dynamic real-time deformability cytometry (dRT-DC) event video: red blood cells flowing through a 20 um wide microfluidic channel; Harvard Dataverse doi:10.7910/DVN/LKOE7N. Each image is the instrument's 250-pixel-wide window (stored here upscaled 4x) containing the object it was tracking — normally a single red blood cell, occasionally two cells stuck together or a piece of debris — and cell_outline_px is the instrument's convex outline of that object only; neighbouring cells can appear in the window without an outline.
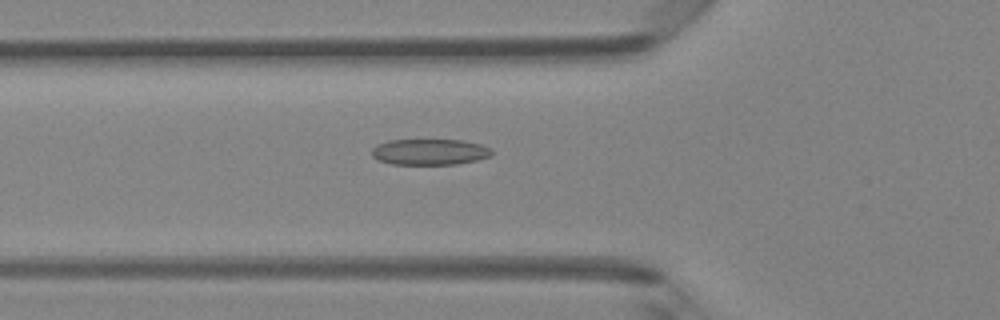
{"species": "Egyptian fruit bat (a non-hibernating species)", "species_latin": "Rousettus aegyptiacus", "temperature_condition": "room temperature", "stored_images_in_passage": 48, "camera_frame_rate_fps": 3000, "um_per_image_px": 0.085, "animal": {"sex": "female"}, "frame": {"image": 1, "passage_image": 17, "time_ms": 5.333, "image_size_px": [1000, 320], "cell_outline_px": [[492, 156], [476, 160], [456, 164], [392, 164], [380, 160], [372, 156], [372, 148], [376, 144], [388, 140], [464, 140], [480, 144], [492, 148]], "centroid_in_image_um": [36.54, 12.9], "position_along_channel_um": 89.3, "area_um2": 18.21}}
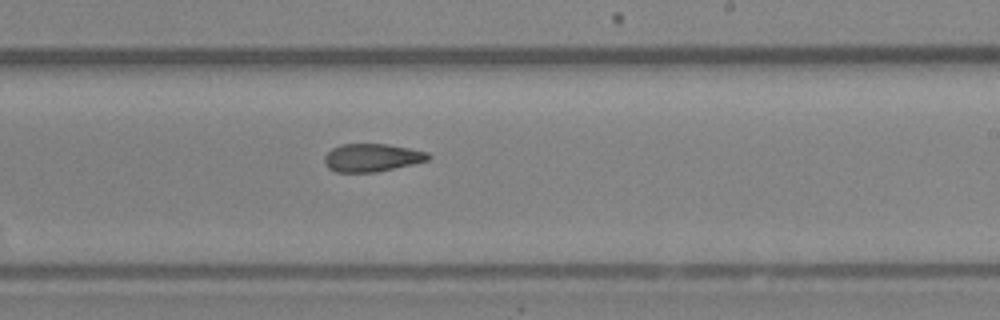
{"frame": {"image": 2, "passage_image": 29, "time_ms": 9.333, "image_size_px": [1000, 320], "cell_outline_px": [[432, 156], [428, 160], [412, 164], [376, 172], [336, 172], [328, 168], [324, 164], [324, 156], [332, 148], [340, 144], [388, 144], [428, 152]], "centroid_in_image_um": [31.59, 13.4], "position_along_channel_um": 257.4, "area_um2": 16.94}}
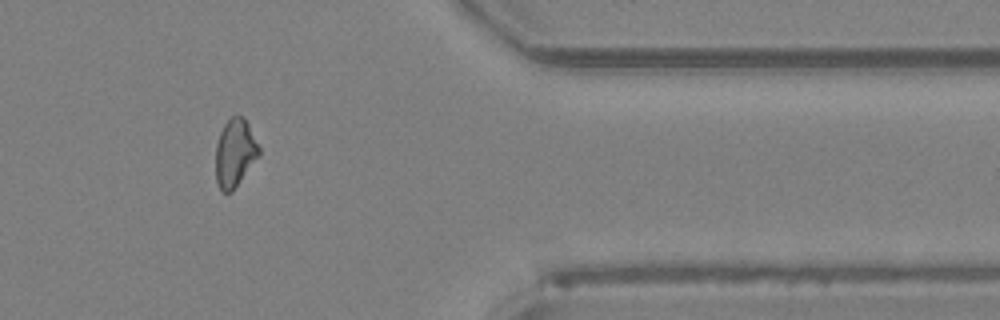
{"frame": {"image": 3, "passage_image": 40, "time_ms": 13.0, "image_size_px": [1000, 320], "cell_outline_px": [[260, 156], [232, 192], [224, 192], [220, 188], [216, 180], [216, 144], [220, 132], [224, 124], [232, 116], [244, 116], [260, 148]], "centroid_in_image_um": [19.98, 13.0], "position_along_channel_um": 391.4, "area_um2": 17.17}, "authors_computed_cell_mechanics": {"area_um2": 17.8024, "velocity_mm_per_s": 4.2252, "shape_relaxation_time_tau1_ms": null, "shape_relaxation_time_tau2_ms": 3.0465, "deformation_change_tau1": null, "deformation_change_tau2": 0.1054}}